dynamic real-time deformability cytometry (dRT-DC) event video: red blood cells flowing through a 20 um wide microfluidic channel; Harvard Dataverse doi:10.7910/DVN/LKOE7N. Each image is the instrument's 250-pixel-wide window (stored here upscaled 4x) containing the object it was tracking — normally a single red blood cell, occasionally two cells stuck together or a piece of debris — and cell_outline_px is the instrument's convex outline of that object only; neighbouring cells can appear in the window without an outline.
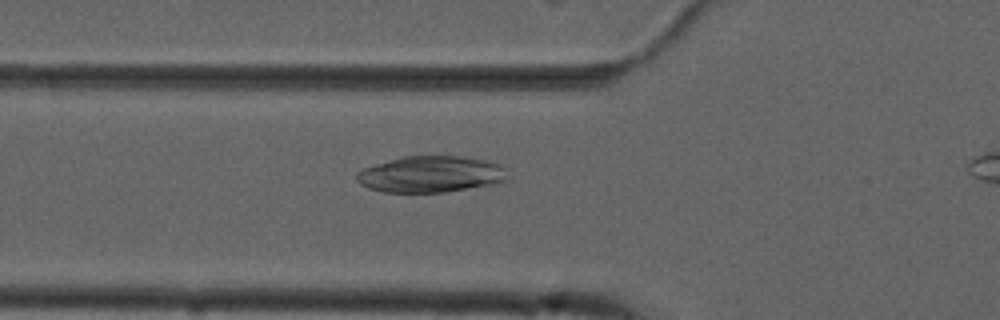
{"species": "common noctule bat (a hibernating species)", "species_latin": "Nyctalus noctula", "temperature_condition": "cold", "stored_images_in_passage": 33, "camera_frame_rate_fps": 3000, "um_per_image_px": 0.085, "animal": {"sex": "male", "forearm_length_mm": 52.5}, "frame": {"image": 1, "passage_image": 4, "time_ms": 1.0, "image_size_px": [1000, 320], "cell_outline_px": [[508, 180], [496, 184], [444, 192], [384, 192], [368, 188], [360, 184], [356, 180], [356, 172], [364, 168], [376, 164], [404, 156], [460, 156], [488, 160], [500, 164], [504, 168]], "centroid_in_image_um": [36.63, 14.81], "position_along_channel_um": 89.2, "area_um2": 32.08}}
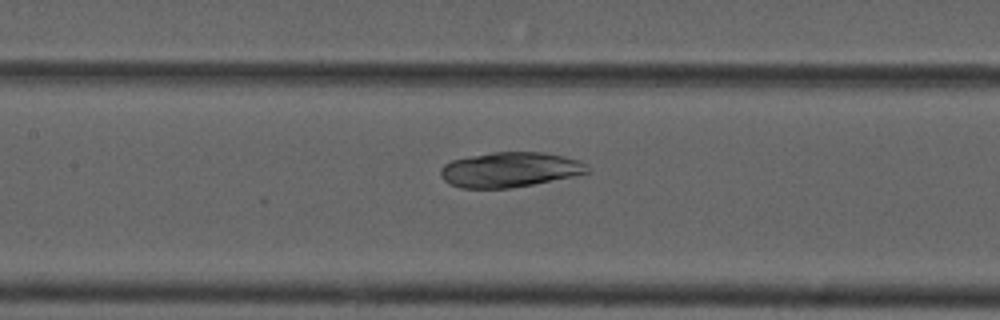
{"frame": {"image": 2, "passage_image": 10, "time_ms": 3.0, "image_size_px": [1000, 320], "cell_outline_px": [[588, 172], [572, 176], [512, 188], [460, 188], [448, 184], [440, 176], [440, 168], [444, 164], [452, 160], [468, 156], [492, 152], [544, 152], [564, 156], [580, 160], [588, 164]], "centroid_in_image_um": [43.3, 14.41], "position_along_channel_um": 164.1, "area_um2": 30.06}}
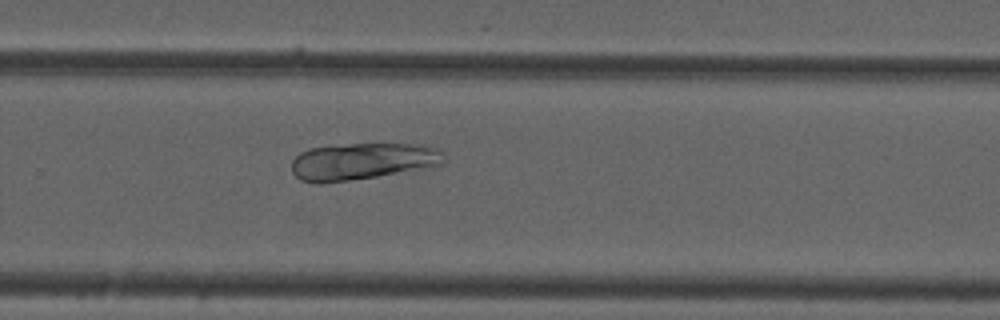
{"frame": {"image": 3, "passage_image": 21, "time_ms": 6.667, "image_size_px": [1000, 320], "cell_outline_px": [[444, 160], [440, 164], [376, 176], [320, 184], [300, 180], [292, 172], [292, 160], [300, 152], [312, 148], [348, 144], [416, 144], [436, 148], [444, 152]], "centroid_in_image_um": [30.74, 13.71], "position_along_channel_um": 299.1, "area_um2": 32.08}}